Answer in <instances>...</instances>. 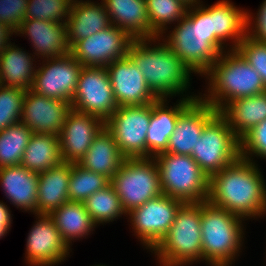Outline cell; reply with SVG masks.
<instances>
[{
	"mask_svg": "<svg viewBox=\"0 0 266 266\" xmlns=\"http://www.w3.org/2000/svg\"><path fill=\"white\" fill-rule=\"evenodd\" d=\"M68 246L71 240L89 235L96 226L83 202L68 201L48 214Z\"/></svg>",
	"mask_w": 266,
	"mask_h": 266,
	"instance_id": "cell-31",
	"label": "cell"
},
{
	"mask_svg": "<svg viewBox=\"0 0 266 266\" xmlns=\"http://www.w3.org/2000/svg\"><path fill=\"white\" fill-rule=\"evenodd\" d=\"M111 24L133 40L151 39L146 0H102Z\"/></svg>",
	"mask_w": 266,
	"mask_h": 266,
	"instance_id": "cell-22",
	"label": "cell"
},
{
	"mask_svg": "<svg viewBox=\"0 0 266 266\" xmlns=\"http://www.w3.org/2000/svg\"><path fill=\"white\" fill-rule=\"evenodd\" d=\"M236 50L259 73L266 87V43L246 35Z\"/></svg>",
	"mask_w": 266,
	"mask_h": 266,
	"instance_id": "cell-38",
	"label": "cell"
},
{
	"mask_svg": "<svg viewBox=\"0 0 266 266\" xmlns=\"http://www.w3.org/2000/svg\"><path fill=\"white\" fill-rule=\"evenodd\" d=\"M62 162L59 136L33 133L23 153L21 166L39 174Z\"/></svg>",
	"mask_w": 266,
	"mask_h": 266,
	"instance_id": "cell-30",
	"label": "cell"
},
{
	"mask_svg": "<svg viewBox=\"0 0 266 266\" xmlns=\"http://www.w3.org/2000/svg\"><path fill=\"white\" fill-rule=\"evenodd\" d=\"M155 40L160 41V37L133 40L128 56L137 65L158 99L183 94L189 87V74L192 72L165 43L150 47L148 43L156 42Z\"/></svg>",
	"mask_w": 266,
	"mask_h": 266,
	"instance_id": "cell-3",
	"label": "cell"
},
{
	"mask_svg": "<svg viewBox=\"0 0 266 266\" xmlns=\"http://www.w3.org/2000/svg\"><path fill=\"white\" fill-rule=\"evenodd\" d=\"M251 19H252V16L248 12L247 13V35H249L255 40L266 43V0H264L262 5H260V9L257 13V17H255L256 21H253L254 24L251 22L252 21ZM250 24H253V25L251 26Z\"/></svg>",
	"mask_w": 266,
	"mask_h": 266,
	"instance_id": "cell-41",
	"label": "cell"
},
{
	"mask_svg": "<svg viewBox=\"0 0 266 266\" xmlns=\"http://www.w3.org/2000/svg\"><path fill=\"white\" fill-rule=\"evenodd\" d=\"M218 113L202 97L193 100L178 116L166 152L191 155L204 126Z\"/></svg>",
	"mask_w": 266,
	"mask_h": 266,
	"instance_id": "cell-19",
	"label": "cell"
},
{
	"mask_svg": "<svg viewBox=\"0 0 266 266\" xmlns=\"http://www.w3.org/2000/svg\"><path fill=\"white\" fill-rule=\"evenodd\" d=\"M151 39L162 37L166 25L185 17L187 6L180 0H146Z\"/></svg>",
	"mask_w": 266,
	"mask_h": 266,
	"instance_id": "cell-34",
	"label": "cell"
},
{
	"mask_svg": "<svg viewBox=\"0 0 266 266\" xmlns=\"http://www.w3.org/2000/svg\"><path fill=\"white\" fill-rule=\"evenodd\" d=\"M106 69L118 106L144 105L158 100L129 56L111 62Z\"/></svg>",
	"mask_w": 266,
	"mask_h": 266,
	"instance_id": "cell-16",
	"label": "cell"
},
{
	"mask_svg": "<svg viewBox=\"0 0 266 266\" xmlns=\"http://www.w3.org/2000/svg\"><path fill=\"white\" fill-rule=\"evenodd\" d=\"M71 163L62 162L38 174L37 215L49 214L68 202Z\"/></svg>",
	"mask_w": 266,
	"mask_h": 266,
	"instance_id": "cell-26",
	"label": "cell"
},
{
	"mask_svg": "<svg viewBox=\"0 0 266 266\" xmlns=\"http://www.w3.org/2000/svg\"><path fill=\"white\" fill-rule=\"evenodd\" d=\"M182 201L165 194L148 200L129 213L134 232L144 246L153 250L167 234Z\"/></svg>",
	"mask_w": 266,
	"mask_h": 266,
	"instance_id": "cell-12",
	"label": "cell"
},
{
	"mask_svg": "<svg viewBox=\"0 0 266 266\" xmlns=\"http://www.w3.org/2000/svg\"><path fill=\"white\" fill-rule=\"evenodd\" d=\"M104 126L99 117L72 109L58 135L63 162L78 163Z\"/></svg>",
	"mask_w": 266,
	"mask_h": 266,
	"instance_id": "cell-18",
	"label": "cell"
},
{
	"mask_svg": "<svg viewBox=\"0 0 266 266\" xmlns=\"http://www.w3.org/2000/svg\"><path fill=\"white\" fill-rule=\"evenodd\" d=\"M11 214L7 205L0 202V238L5 236L11 226Z\"/></svg>",
	"mask_w": 266,
	"mask_h": 266,
	"instance_id": "cell-42",
	"label": "cell"
},
{
	"mask_svg": "<svg viewBox=\"0 0 266 266\" xmlns=\"http://www.w3.org/2000/svg\"><path fill=\"white\" fill-rule=\"evenodd\" d=\"M32 56L11 43L0 53V85L29 90L35 76Z\"/></svg>",
	"mask_w": 266,
	"mask_h": 266,
	"instance_id": "cell-29",
	"label": "cell"
},
{
	"mask_svg": "<svg viewBox=\"0 0 266 266\" xmlns=\"http://www.w3.org/2000/svg\"><path fill=\"white\" fill-rule=\"evenodd\" d=\"M110 183L111 180L108 177L86 170L77 163H71L69 201L84 202L89 196L107 187Z\"/></svg>",
	"mask_w": 266,
	"mask_h": 266,
	"instance_id": "cell-35",
	"label": "cell"
},
{
	"mask_svg": "<svg viewBox=\"0 0 266 266\" xmlns=\"http://www.w3.org/2000/svg\"><path fill=\"white\" fill-rule=\"evenodd\" d=\"M83 203L95 225L112 222L114 219H118V216L126 214L111 183L96 191Z\"/></svg>",
	"mask_w": 266,
	"mask_h": 266,
	"instance_id": "cell-33",
	"label": "cell"
},
{
	"mask_svg": "<svg viewBox=\"0 0 266 266\" xmlns=\"http://www.w3.org/2000/svg\"><path fill=\"white\" fill-rule=\"evenodd\" d=\"M66 24L70 47L75 42L109 28L112 25L103 2L101 4H95L91 1L82 0H73Z\"/></svg>",
	"mask_w": 266,
	"mask_h": 266,
	"instance_id": "cell-24",
	"label": "cell"
},
{
	"mask_svg": "<svg viewBox=\"0 0 266 266\" xmlns=\"http://www.w3.org/2000/svg\"><path fill=\"white\" fill-rule=\"evenodd\" d=\"M72 2L73 0H28L24 20L39 19L66 23Z\"/></svg>",
	"mask_w": 266,
	"mask_h": 266,
	"instance_id": "cell-36",
	"label": "cell"
},
{
	"mask_svg": "<svg viewBox=\"0 0 266 266\" xmlns=\"http://www.w3.org/2000/svg\"><path fill=\"white\" fill-rule=\"evenodd\" d=\"M223 53L205 74L210 82L209 94L202 98L218 112L234 99L266 91L259 73L237 50H229L226 55Z\"/></svg>",
	"mask_w": 266,
	"mask_h": 266,
	"instance_id": "cell-4",
	"label": "cell"
},
{
	"mask_svg": "<svg viewBox=\"0 0 266 266\" xmlns=\"http://www.w3.org/2000/svg\"><path fill=\"white\" fill-rule=\"evenodd\" d=\"M153 158L159 168L163 194L183 203L207 201L209 178L191 155L164 152Z\"/></svg>",
	"mask_w": 266,
	"mask_h": 266,
	"instance_id": "cell-7",
	"label": "cell"
},
{
	"mask_svg": "<svg viewBox=\"0 0 266 266\" xmlns=\"http://www.w3.org/2000/svg\"><path fill=\"white\" fill-rule=\"evenodd\" d=\"M33 132L22 122L0 131V168L21 165Z\"/></svg>",
	"mask_w": 266,
	"mask_h": 266,
	"instance_id": "cell-32",
	"label": "cell"
},
{
	"mask_svg": "<svg viewBox=\"0 0 266 266\" xmlns=\"http://www.w3.org/2000/svg\"><path fill=\"white\" fill-rule=\"evenodd\" d=\"M257 165L239 157L209 177L207 201L243 218L266 213V184Z\"/></svg>",
	"mask_w": 266,
	"mask_h": 266,
	"instance_id": "cell-1",
	"label": "cell"
},
{
	"mask_svg": "<svg viewBox=\"0 0 266 266\" xmlns=\"http://www.w3.org/2000/svg\"><path fill=\"white\" fill-rule=\"evenodd\" d=\"M198 97L199 95L184 97L172 108H168L165 104L166 99H158L151 103V119L146 136L148 158L166 152L169 138L175 129L179 114Z\"/></svg>",
	"mask_w": 266,
	"mask_h": 266,
	"instance_id": "cell-21",
	"label": "cell"
},
{
	"mask_svg": "<svg viewBox=\"0 0 266 266\" xmlns=\"http://www.w3.org/2000/svg\"><path fill=\"white\" fill-rule=\"evenodd\" d=\"M242 219L208 201L202 202V259L211 266H229L242 246Z\"/></svg>",
	"mask_w": 266,
	"mask_h": 266,
	"instance_id": "cell-5",
	"label": "cell"
},
{
	"mask_svg": "<svg viewBox=\"0 0 266 266\" xmlns=\"http://www.w3.org/2000/svg\"><path fill=\"white\" fill-rule=\"evenodd\" d=\"M212 18L217 44L224 50V41L233 39L231 50H236L247 35V12L236 8L228 0H222L212 5Z\"/></svg>",
	"mask_w": 266,
	"mask_h": 266,
	"instance_id": "cell-28",
	"label": "cell"
},
{
	"mask_svg": "<svg viewBox=\"0 0 266 266\" xmlns=\"http://www.w3.org/2000/svg\"><path fill=\"white\" fill-rule=\"evenodd\" d=\"M184 5H186L187 7H194L197 6L200 3V0H180Z\"/></svg>",
	"mask_w": 266,
	"mask_h": 266,
	"instance_id": "cell-44",
	"label": "cell"
},
{
	"mask_svg": "<svg viewBox=\"0 0 266 266\" xmlns=\"http://www.w3.org/2000/svg\"><path fill=\"white\" fill-rule=\"evenodd\" d=\"M253 155L266 159V119L240 139V157L252 161Z\"/></svg>",
	"mask_w": 266,
	"mask_h": 266,
	"instance_id": "cell-39",
	"label": "cell"
},
{
	"mask_svg": "<svg viewBox=\"0 0 266 266\" xmlns=\"http://www.w3.org/2000/svg\"><path fill=\"white\" fill-rule=\"evenodd\" d=\"M191 157L208 178L240 157V140L220 112L204 126Z\"/></svg>",
	"mask_w": 266,
	"mask_h": 266,
	"instance_id": "cell-9",
	"label": "cell"
},
{
	"mask_svg": "<svg viewBox=\"0 0 266 266\" xmlns=\"http://www.w3.org/2000/svg\"><path fill=\"white\" fill-rule=\"evenodd\" d=\"M72 110L69 101L48 98L25 91L21 120L33 133L59 135Z\"/></svg>",
	"mask_w": 266,
	"mask_h": 266,
	"instance_id": "cell-15",
	"label": "cell"
},
{
	"mask_svg": "<svg viewBox=\"0 0 266 266\" xmlns=\"http://www.w3.org/2000/svg\"><path fill=\"white\" fill-rule=\"evenodd\" d=\"M220 113L227 119L235 136L240 140L254 126L266 119V91L234 99Z\"/></svg>",
	"mask_w": 266,
	"mask_h": 266,
	"instance_id": "cell-27",
	"label": "cell"
},
{
	"mask_svg": "<svg viewBox=\"0 0 266 266\" xmlns=\"http://www.w3.org/2000/svg\"><path fill=\"white\" fill-rule=\"evenodd\" d=\"M0 185L14 206L37 214V173L21 165L1 167Z\"/></svg>",
	"mask_w": 266,
	"mask_h": 266,
	"instance_id": "cell-23",
	"label": "cell"
},
{
	"mask_svg": "<svg viewBox=\"0 0 266 266\" xmlns=\"http://www.w3.org/2000/svg\"><path fill=\"white\" fill-rule=\"evenodd\" d=\"M163 42L183 61L190 71L205 75L224 51L213 32L212 5L188 7Z\"/></svg>",
	"mask_w": 266,
	"mask_h": 266,
	"instance_id": "cell-2",
	"label": "cell"
},
{
	"mask_svg": "<svg viewBox=\"0 0 266 266\" xmlns=\"http://www.w3.org/2000/svg\"><path fill=\"white\" fill-rule=\"evenodd\" d=\"M26 34L34 45V54L43 58H57L70 53L67 24L43 20H23L16 34Z\"/></svg>",
	"mask_w": 266,
	"mask_h": 266,
	"instance_id": "cell-20",
	"label": "cell"
},
{
	"mask_svg": "<svg viewBox=\"0 0 266 266\" xmlns=\"http://www.w3.org/2000/svg\"><path fill=\"white\" fill-rule=\"evenodd\" d=\"M111 185L119 196L126 215L163 194L160 172L154 158H125L111 178Z\"/></svg>",
	"mask_w": 266,
	"mask_h": 266,
	"instance_id": "cell-8",
	"label": "cell"
},
{
	"mask_svg": "<svg viewBox=\"0 0 266 266\" xmlns=\"http://www.w3.org/2000/svg\"><path fill=\"white\" fill-rule=\"evenodd\" d=\"M71 104L75 111L105 122L118 108L107 69L83 66Z\"/></svg>",
	"mask_w": 266,
	"mask_h": 266,
	"instance_id": "cell-11",
	"label": "cell"
},
{
	"mask_svg": "<svg viewBox=\"0 0 266 266\" xmlns=\"http://www.w3.org/2000/svg\"><path fill=\"white\" fill-rule=\"evenodd\" d=\"M37 224L31 229L26 245V260L33 266H54L65 260L69 248L53 220L47 214H39Z\"/></svg>",
	"mask_w": 266,
	"mask_h": 266,
	"instance_id": "cell-17",
	"label": "cell"
},
{
	"mask_svg": "<svg viewBox=\"0 0 266 266\" xmlns=\"http://www.w3.org/2000/svg\"><path fill=\"white\" fill-rule=\"evenodd\" d=\"M202 202L183 203L167 234L153 249L163 266H183L202 260Z\"/></svg>",
	"mask_w": 266,
	"mask_h": 266,
	"instance_id": "cell-6",
	"label": "cell"
},
{
	"mask_svg": "<svg viewBox=\"0 0 266 266\" xmlns=\"http://www.w3.org/2000/svg\"><path fill=\"white\" fill-rule=\"evenodd\" d=\"M133 39L121 28L111 25L93 35L75 42L70 54L83 66L103 67L128 56Z\"/></svg>",
	"mask_w": 266,
	"mask_h": 266,
	"instance_id": "cell-13",
	"label": "cell"
},
{
	"mask_svg": "<svg viewBox=\"0 0 266 266\" xmlns=\"http://www.w3.org/2000/svg\"><path fill=\"white\" fill-rule=\"evenodd\" d=\"M124 159L125 157L121 154L113 134L104 126L77 164L111 180Z\"/></svg>",
	"mask_w": 266,
	"mask_h": 266,
	"instance_id": "cell-25",
	"label": "cell"
},
{
	"mask_svg": "<svg viewBox=\"0 0 266 266\" xmlns=\"http://www.w3.org/2000/svg\"><path fill=\"white\" fill-rule=\"evenodd\" d=\"M25 90L0 85V131L21 120Z\"/></svg>",
	"mask_w": 266,
	"mask_h": 266,
	"instance_id": "cell-37",
	"label": "cell"
},
{
	"mask_svg": "<svg viewBox=\"0 0 266 266\" xmlns=\"http://www.w3.org/2000/svg\"><path fill=\"white\" fill-rule=\"evenodd\" d=\"M46 61L36 69L30 90L48 98L72 102L83 65L70 53Z\"/></svg>",
	"mask_w": 266,
	"mask_h": 266,
	"instance_id": "cell-14",
	"label": "cell"
},
{
	"mask_svg": "<svg viewBox=\"0 0 266 266\" xmlns=\"http://www.w3.org/2000/svg\"><path fill=\"white\" fill-rule=\"evenodd\" d=\"M16 33L11 27L7 26L4 23H0V53L3 52L6 47L10 44L9 36Z\"/></svg>",
	"mask_w": 266,
	"mask_h": 266,
	"instance_id": "cell-43",
	"label": "cell"
},
{
	"mask_svg": "<svg viewBox=\"0 0 266 266\" xmlns=\"http://www.w3.org/2000/svg\"><path fill=\"white\" fill-rule=\"evenodd\" d=\"M28 0H0V23L11 27L15 32L24 20Z\"/></svg>",
	"mask_w": 266,
	"mask_h": 266,
	"instance_id": "cell-40",
	"label": "cell"
},
{
	"mask_svg": "<svg viewBox=\"0 0 266 266\" xmlns=\"http://www.w3.org/2000/svg\"><path fill=\"white\" fill-rule=\"evenodd\" d=\"M151 119V103L135 106H118L105 121L125 158H148L146 136Z\"/></svg>",
	"mask_w": 266,
	"mask_h": 266,
	"instance_id": "cell-10",
	"label": "cell"
}]
</instances>
